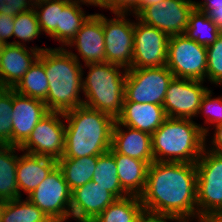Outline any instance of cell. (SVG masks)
Masks as SVG:
<instances>
[{"label": "cell", "instance_id": "5b68a950", "mask_svg": "<svg viewBox=\"0 0 222 222\" xmlns=\"http://www.w3.org/2000/svg\"><path fill=\"white\" fill-rule=\"evenodd\" d=\"M84 67L89 68V72L82 77L83 105L116 119L123 108L127 69L108 62L86 64Z\"/></svg>", "mask_w": 222, "mask_h": 222}, {"label": "cell", "instance_id": "d6a6232c", "mask_svg": "<svg viewBox=\"0 0 222 222\" xmlns=\"http://www.w3.org/2000/svg\"><path fill=\"white\" fill-rule=\"evenodd\" d=\"M13 89L0 88V145H12Z\"/></svg>", "mask_w": 222, "mask_h": 222}, {"label": "cell", "instance_id": "7402d4cb", "mask_svg": "<svg viewBox=\"0 0 222 222\" xmlns=\"http://www.w3.org/2000/svg\"><path fill=\"white\" fill-rule=\"evenodd\" d=\"M109 152L114 156L122 189L128 195L140 196L146 186L149 164L146 161L116 153L112 148Z\"/></svg>", "mask_w": 222, "mask_h": 222}, {"label": "cell", "instance_id": "ba28073f", "mask_svg": "<svg viewBox=\"0 0 222 222\" xmlns=\"http://www.w3.org/2000/svg\"><path fill=\"white\" fill-rule=\"evenodd\" d=\"M174 75L167 66L128 68L125 79V98L140 104L163 105L165 93Z\"/></svg>", "mask_w": 222, "mask_h": 222}, {"label": "cell", "instance_id": "9a60e30c", "mask_svg": "<svg viewBox=\"0 0 222 222\" xmlns=\"http://www.w3.org/2000/svg\"><path fill=\"white\" fill-rule=\"evenodd\" d=\"M67 47L77 49V53L66 50L79 63L80 59L85 65L106 62L103 14H92L65 48Z\"/></svg>", "mask_w": 222, "mask_h": 222}, {"label": "cell", "instance_id": "3957f363", "mask_svg": "<svg viewBox=\"0 0 222 222\" xmlns=\"http://www.w3.org/2000/svg\"><path fill=\"white\" fill-rule=\"evenodd\" d=\"M38 60L44 65L49 82L44 101L49 112L65 113L83 105L82 64L66 48L59 47L43 50Z\"/></svg>", "mask_w": 222, "mask_h": 222}, {"label": "cell", "instance_id": "ac0fdd59", "mask_svg": "<svg viewBox=\"0 0 222 222\" xmlns=\"http://www.w3.org/2000/svg\"><path fill=\"white\" fill-rule=\"evenodd\" d=\"M117 198L95 182L77 187L71 193V218L77 222H92Z\"/></svg>", "mask_w": 222, "mask_h": 222}, {"label": "cell", "instance_id": "ab89813d", "mask_svg": "<svg viewBox=\"0 0 222 222\" xmlns=\"http://www.w3.org/2000/svg\"><path fill=\"white\" fill-rule=\"evenodd\" d=\"M176 221V222H189V221H178L176 218L170 215H163V214H155L144 211L140 217L139 222H168Z\"/></svg>", "mask_w": 222, "mask_h": 222}, {"label": "cell", "instance_id": "4dcf8cb0", "mask_svg": "<svg viewBox=\"0 0 222 222\" xmlns=\"http://www.w3.org/2000/svg\"><path fill=\"white\" fill-rule=\"evenodd\" d=\"M71 0H48L35 4L34 10L37 15L41 32L57 41V26L61 10Z\"/></svg>", "mask_w": 222, "mask_h": 222}, {"label": "cell", "instance_id": "836d02e7", "mask_svg": "<svg viewBox=\"0 0 222 222\" xmlns=\"http://www.w3.org/2000/svg\"><path fill=\"white\" fill-rule=\"evenodd\" d=\"M207 80L217 86L222 85V33L207 46Z\"/></svg>", "mask_w": 222, "mask_h": 222}, {"label": "cell", "instance_id": "8d00e7d4", "mask_svg": "<svg viewBox=\"0 0 222 222\" xmlns=\"http://www.w3.org/2000/svg\"><path fill=\"white\" fill-rule=\"evenodd\" d=\"M14 18L15 16L0 13V42L3 45L11 44L7 40L13 36Z\"/></svg>", "mask_w": 222, "mask_h": 222}, {"label": "cell", "instance_id": "9c48e42d", "mask_svg": "<svg viewBox=\"0 0 222 222\" xmlns=\"http://www.w3.org/2000/svg\"><path fill=\"white\" fill-rule=\"evenodd\" d=\"M71 193L58 165L28 196L52 222H67L71 218Z\"/></svg>", "mask_w": 222, "mask_h": 222}, {"label": "cell", "instance_id": "44dd1931", "mask_svg": "<svg viewBox=\"0 0 222 222\" xmlns=\"http://www.w3.org/2000/svg\"><path fill=\"white\" fill-rule=\"evenodd\" d=\"M163 105L129 102L125 97L121 114L116 120L124 126L153 134L165 121Z\"/></svg>", "mask_w": 222, "mask_h": 222}, {"label": "cell", "instance_id": "bcb514c9", "mask_svg": "<svg viewBox=\"0 0 222 222\" xmlns=\"http://www.w3.org/2000/svg\"><path fill=\"white\" fill-rule=\"evenodd\" d=\"M43 1H48V0H33V2H34L35 4L40 3V2H43Z\"/></svg>", "mask_w": 222, "mask_h": 222}, {"label": "cell", "instance_id": "74e56055", "mask_svg": "<svg viewBox=\"0 0 222 222\" xmlns=\"http://www.w3.org/2000/svg\"><path fill=\"white\" fill-rule=\"evenodd\" d=\"M214 133L211 139V148L208 147L207 141L209 139L205 138V146L208 150L213 151L216 154L222 155V123L218 124L217 126L213 127Z\"/></svg>", "mask_w": 222, "mask_h": 222}, {"label": "cell", "instance_id": "ffe728a7", "mask_svg": "<svg viewBox=\"0 0 222 222\" xmlns=\"http://www.w3.org/2000/svg\"><path fill=\"white\" fill-rule=\"evenodd\" d=\"M18 155L16 168V182L19 189V198H22V191L27 196L31 194L37 186L45 180L51 171L57 166V160L33 155L24 151Z\"/></svg>", "mask_w": 222, "mask_h": 222}, {"label": "cell", "instance_id": "4fadbf2b", "mask_svg": "<svg viewBox=\"0 0 222 222\" xmlns=\"http://www.w3.org/2000/svg\"><path fill=\"white\" fill-rule=\"evenodd\" d=\"M136 18L134 25L133 60L131 68H152L167 65L169 36Z\"/></svg>", "mask_w": 222, "mask_h": 222}, {"label": "cell", "instance_id": "e575fe53", "mask_svg": "<svg viewBox=\"0 0 222 222\" xmlns=\"http://www.w3.org/2000/svg\"><path fill=\"white\" fill-rule=\"evenodd\" d=\"M212 95V90L208 89L201 100L198 116L203 113L206 118L204 124L214 127L222 123V96L214 98Z\"/></svg>", "mask_w": 222, "mask_h": 222}, {"label": "cell", "instance_id": "484cf974", "mask_svg": "<svg viewBox=\"0 0 222 222\" xmlns=\"http://www.w3.org/2000/svg\"><path fill=\"white\" fill-rule=\"evenodd\" d=\"M143 212L140 197L128 195L116 199L92 222H139Z\"/></svg>", "mask_w": 222, "mask_h": 222}, {"label": "cell", "instance_id": "f6af8a7d", "mask_svg": "<svg viewBox=\"0 0 222 222\" xmlns=\"http://www.w3.org/2000/svg\"><path fill=\"white\" fill-rule=\"evenodd\" d=\"M205 222H222V214L213 216Z\"/></svg>", "mask_w": 222, "mask_h": 222}, {"label": "cell", "instance_id": "d4e9b609", "mask_svg": "<svg viewBox=\"0 0 222 222\" xmlns=\"http://www.w3.org/2000/svg\"><path fill=\"white\" fill-rule=\"evenodd\" d=\"M96 163L97 156L60 158L57 160V165L62 170L71 191L92 181Z\"/></svg>", "mask_w": 222, "mask_h": 222}, {"label": "cell", "instance_id": "d6986e66", "mask_svg": "<svg viewBox=\"0 0 222 222\" xmlns=\"http://www.w3.org/2000/svg\"><path fill=\"white\" fill-rule=\"evenodd\" d=\"M111 148L116 153L146 161L149 165L154 162L151 134L121 125L117 120L113 127Z\"/></svg>", "mask_w": 222, "mask_h": 222}, {"label": "cell", "instance_id": "8992f818", "mask_svg": "<svg viewBox=\"0 0 222 222\" xmlns=\"http://www.w3.org/2000/svg\"><path fill=\"white\" fill-rule=\"evenodd\" d=\"M197 221L222 214V155L206 148L197 160Z\"/></svg>", "mask_w": 222, "mask_h": 222}, {"label": "cell", "instance_id": "1f68e13d", "mask_svg": "<svg viewBox=\"0 0 222 222\" xmlns=\"http://www.w3.org/2000/svg\"><path fill=\"white\" fill-rule=\"evenodd\" d=\"M41 29L34 9L18 14L14 18L13 37L19 40H13L11 44L26 46L24 42H30L39 38ZM21 40V41H20Z\"/></svg>", "mask_w": 222, "mask_h": 222}, {"label": "cell", "instance_id": "b9f144b4", "mask_svg": "<svg viewBox=\"0 0 222 222\" xmlns=\"http://www.w3.org/2000/svg\"><path fill=\"white\" fill-rule=\"evenodd\" d=\"M142 3V0H119V13L132 14Z\"/></svg>", "mask_w": 222, "mask_h": 222}, {"label": "cell", "instance_id": "ee69618b", "mask_svg": "<svg viewBox=\"0 0 222 222\" xmlns=\"http://www.w3.org/2000/svg\"><path fill=\"white\" fill-rule=\"evenodd\" d=\"M166 0H142L141 5L132 13V16L137 17L146 7L155 5Z\"/></svg>", "mask_w": 222, "mask_h": 222}, {"label": "cell", "instance_id": "30bf717a", "mask_svg": "<svg viewBox=\"0 0 222 222\" xmlns=\"http://www.w3.org/2000/svg\"><path fill=\"white\" fill-rule=\"evenodd\" d=\"M19 148L33 155L60 159L65 149L64 113L49 112L36 124L28 139Z\"/></svg>", "mask_w": 222, "mask_h": 222}, {"label": "cell", "instance_id": "cb8c5ba5", "mask_svg": "<svg viewBox=\"0 0 222 222\" xmlns=\"http://www.w3.org/2000/svg\"><path fill=\"white\" fill-rule=\"evenodd\" d=\"M82 1L71 0L60 12L59 25L57 26V41L59 48L66 47L74 38L82 25L92 14H86L82 8Z\"/></svg>", "mask_w": 222, "mask_h": 222}, {"label": "cell", "instance_id": "603a6c76", "mask_svg": "<svg viewBox=\"0 0 222 222\" xmlns=\"http://www.w3.org/2000/svg\"><path fill=\"white\" fill-rule=\"evenodd\" d=\"M19 151L18 146L0 145V202L19 198L16 182Z\"/></svg>", "mask_w": 222, "mask_h": 222}, {"label": "cell", "instance_id": "f546056e", "mask_svg": "<svg viewBox=\"0 0 222 222\" xmlns=\"http://www.w3.org/2000/svg\"><path fill=\"white\" fill-rule=\"evenodd\" d=\"M221 33L206 13L194 9L190 14L189 25L184 35L207 47L213 44Z\"/></svg>", "mask_w": 222, "mask_h": 222}, {"label": "cell", "instance_id": "8fae6325", "mask_svg": "<svg viewBox=\"0 0 222 222\" xmlns=\"http://www.w3.org/2000/svg\"><path fill=\"white\" fill-rule=\"evenodd\" d=\"M112 14L115 17L110 19L103 15L106 62L128 69L131 68L133 60L135 21L132 22L127 17L132 14Z\"/></svg>", "mask_w": 222, "mask_h": 222}, {"label": "cell", "instance_id": "5bb4252c", "mask_svg": "<svg viewBox=\"0 0 222 222\" xmlns=\"http://www.w3.org/2000/svg\"><path fill=\"white\" fill-rule=\"evenodd\" d=\"M204 81L173 78L165 93L163 107L167 117L191 119L198 117L201 100L207 90Z\"/></svg>", "mask_w": 222, "mask_h": 222}, {"label": "cell", "instance_id": "7bdbcfd3", "mask_svg": "<svg viewBox=\"0 0 222 222\" xmlns=\"http://www.w3.org/2000/svg\"><path fill=\"white\" fill-rule=\"evenodd\" d=\"M207 15L222 32V7H218V9H211Z\"/></svg>", "mask_w": 222, "mask_h": 222}, {"label": "cell", "instance_id": "f1b7e54d", "mask_svg": "<svg viewBox=\"0 0 222 222\" xmlns=\"http://www.w3.org/2000/svg\"><path fill=\"white\" fill-rule=\"evenodd\" d=\"M48 87L44 65L37 59L12 89L21 95L45 101Z\"/></svg>", "mask_w": 222, "mask_h": 222}, {"label": "cell", "instance_id": "83f0119b", "mask_svg": "<svg viewBox=\"0 0 222 222\" xmlns=\"http://www.w3.org/2000/svg\"><path fill=\"white\" fill-rule=\"evenodd\" d=\"M92 182L112 193L117 199L128 196L121 187L115 159L109 151L97 156Z\"/></svg>", "mask_w": 222, "mask_h": 222}, {"label": "cell", "instance_id": "52a82bcc", "mask_svg": "<svg viewBox=\"0 0 222 222\" xmlns=\"http://www.w3.org/2000/svg\"><path fill=\"white\" fill-rule=\"evenodd\" d=\"M166 66L175 78L206 82L207 47L184 34L171 36L168 42Z\"/></svg>", "mask_w": 222, "mask_h": 222}, {"label": "cell", "instance_id": "7dc6e473", "mask_svg": "<svg viewBox=\"0 0 222 222\" xmlns=\"http://www.w3.org/2000/svg\"><path fill=\"white\" fill-rule=\"evenodd\" d=\"M2 47H3V44L0 42V54H1Z\"/></svg>", "mask_w": 222, "mask_h": 222}, {"label": "cell", "instance_id": "7a4b0ae2", "mask_svg": "<svg viewBox=\"0 0 222 222\" xmlns=\"http://www.w3.org/2000/svg\"><path fill=\"white\" fill-rule=\"evenodd\" d=\"M65 149L61 158L99 156L111 149L116 119L85 105L64 113Z\"/></svg>", "mask_w": 222, "mask_h": 222}, {"label": "cell", "instance_id": "6da1fadb", "mask_svg": "<svg viewBox=\"0 0 222 222\" xmlns=\"http://www.w3.org/2000/svg\"><path fill=\"white\" fill-rule=\"evenodd\" d=\"M139 197L144 211L170 215L178 221L197 219L196 164L152 162Z\"/></svg>", "mask_w": 222, "mask_h": 222}, {"label": "cell", "instance_id": "2e32d148", "mask_svg": "<svg viewBox=\"0 0 222 222\" xmlns=\"http://www.w3.org/2000/svg\"><path fill=\"white\" fill-rule=\"evenodd\" d=\"M12 145L20 147L30 136L36 124L49 110L44 101L21 95L13 90Z\"/></svg>", "mask_w": 222, "mask_h": 222}, {"label": "cell", "instance_id": "e0dca14e", "mask_svg": "<svg viewBox=\"0 0 222 222\" xmlns=\"http://www.w3.org/2000/svg\"><path fill=\"white\" fill-rule=\"evenodd\" d=\"M45 49L48 48L3 45L0 54V88H13Z\"/></svg>", "mask_w": 222, "mask_h": 222}, {"label": "cell", "instance_id": "f35d334b", "mask_svg": "<svg viewBox=\"0 0 222 222\" xmlns=\"http://www.w3.org/2000/svg\"><path fill=\"white\" fill-rule=\"evenodd\" d=\"M86 6H96L101 9L110 10L112 13H119V0H83L82 1Z\"/></svg>", "mask_w": 222, "mask_h": 222}, {"label": "cell", "instance_id": "277c9868", "mask_svg": "<svg viewBox=\"0 0 222 222\" xmlns=\"http://www.w3.org/2000/svg\"><path fill=\"white\" fill-rule=\"evenodd\" d=\"M209 130V126L191 119L167 117L151 135L154 161L195 164L205 148V138L210 136Z\"/></svg>", "mask_w": 222, "mask_h": 222}, {"label": "cell", "instance_id": "7c38bea8", "mask_svg": "<svg viewBox=\"0 0 222 222\" xmlns=\"http://www.w3.org/2000/svg\"><path fill=\"white\" fill-rule=\"evenodd\" d=\"M194 9L193 0H166L146 7L137 19L171 37L184 34Z\"/></svg>", "mask_w": 222, "mask_h": 222}, {"label": "cell", "instance_id": "60d3db41", "mask_svg": "<svg viewBox=\"0 0 222 222\" xmlns=\"http://www.w3.org/2000/svg\"><path fill=\"white\" fill-rule=\"evenodd\" d=\"M195 3V9L208 13L211 9H218V7H222V0H204Z\"/></svg>", "mask_w": 222, "mask_h": 222}, {"label": "cell", "instance_id": "4316f807", "mask_svg": "<svg viewBox=\"0 0 222 222\" xmlns=\"http://www.w3.org/2000/svg\"><path fill=\"white\" fill-rule=\"evenodd\" d=\"M0 222H52L28 199L18 198L0 202Z\"/></svg>", "mask_w": 222, "mask_h": 222}, {"label": "cell", "instance_id": "d590c367", "mask_svg": "<svg viewBox=\"0 0 222 222\" xmlns=\"http://www.w3.org/2000/svg\"><path fill=\"white\" fill-rule=\"evenodd\" d=\"M33 0H0V13L17 16L20 13L34 9Z\"/></svg>", "mask_w": 222, "mask_h": 222}]
</instances>
